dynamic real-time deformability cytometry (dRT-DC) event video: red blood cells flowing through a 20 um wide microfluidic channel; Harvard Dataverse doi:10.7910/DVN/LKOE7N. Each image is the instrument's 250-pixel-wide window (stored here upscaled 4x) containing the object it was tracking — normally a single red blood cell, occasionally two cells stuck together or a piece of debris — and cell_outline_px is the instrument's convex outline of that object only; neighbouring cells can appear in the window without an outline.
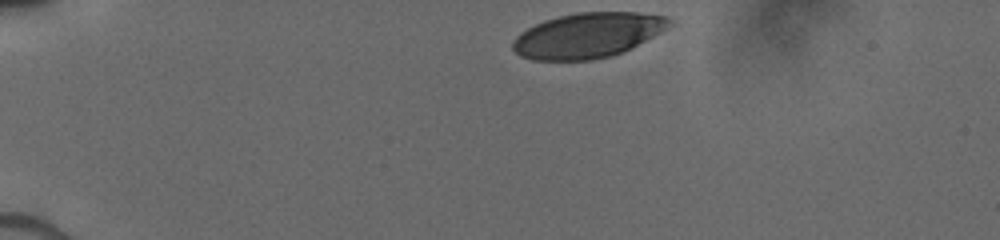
{"species": "human", "species_latin": "Homo sapiens", "temperature_condition": "cold", "stored_images_in_passage": 14, "camera_frame_rate_fps": 3000, "um_per_image_px": 0.085, "donor": {"sex": "male"}, "frame": {"image": 1, "passage_image": 1, "time_ms": 0.0, "image_size_px": [1000, 240], "cell_outline_px": [[672, 24], [668, 28], [624, 52], [612, 56], [592, 60], [532, 60], [520, 56], [512, 48], [512, 44], [516, 36], [520, 32], [544, 20], [576, 12], [636, 12], [668, 16], [672, 20]], "centroid_in_image_um": [49.97, 3.0], "position_along_channel_um": 35.0, "area_um2": 41.27}}
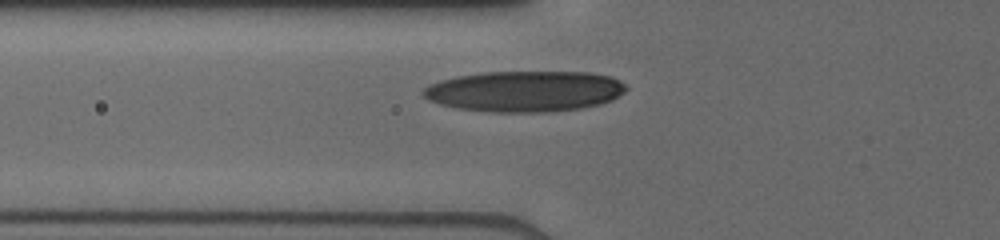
{"frame": {"image": 2, "passage_image": 8, "time_ms": 3.0, "image_size_px": [1000, 240], "cell_outline_px": [[628, 88], [624, 92], [612, 100], [600, 104], [580, 108], [544, 112], [488, 112], [456, 108], [440, 104], [428, 100], [420, 92], [428, 84], [440, 80], [456, 76], [484, 72], [588, 72], [612, 76], [620, 80]], "centroid_in_image_um": [44.58, 7.75], "position_along_channel_um": 81.2, "area_um2": 48.61}}
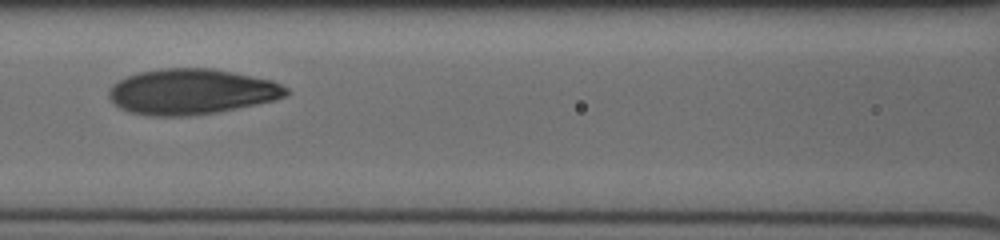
{"frame": {"image": 3, "passage_image": 12, "time_ms": 4.667, "image_size_px": [1000, 240], "cell_outline_px": [[292, 92], [288, 96], [276, 100], [216, 112], [188, 116], [148, 116], [128, 112], [120, 108], [108, 96], [108, 88], [112, 84], [128, 76], [140, 72], [160, 68], [212, 68], [272, 80], [288, 88]], "centroid_in_image_um": [16.29, 7.79], "position_along_channel_um": 150.3, "area_um2": 47.22}}